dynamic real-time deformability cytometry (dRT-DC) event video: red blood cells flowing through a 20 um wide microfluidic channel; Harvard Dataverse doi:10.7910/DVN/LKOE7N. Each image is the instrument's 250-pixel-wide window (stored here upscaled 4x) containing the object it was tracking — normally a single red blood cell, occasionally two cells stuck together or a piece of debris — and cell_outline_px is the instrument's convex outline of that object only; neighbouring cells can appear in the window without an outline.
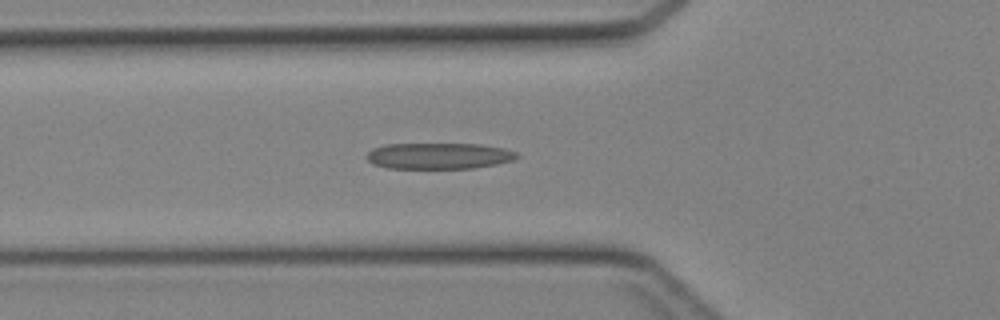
{"species": "Egyptian fruit bat (a non-hibernating species)", "species_latin": "Rousettus aegyptiacus", "temperature_condition": "cold", "stored_images_in_passage": 32, "camera_frame_rate_fps": 3000, "um_per_image_px": 0.085, "animal": {"sex": "female"}, "frame": {"image": 1, "passage_image": 7, "time_ms": 2.0, "image_size_px": [1000, 320], "cell_outline_px": [[520, 156], [512, 160], [496, 164], [472, 168], [388, 168], [372, 164], [368, 160], [368, 152], [372, 148], [384, 144], [480, 144], [504, 148], [516, 152]], "centroid_in_image_um": [37.29, 13.24], "position_along_channel_um": 88.5, "area_um2": 22.83}}
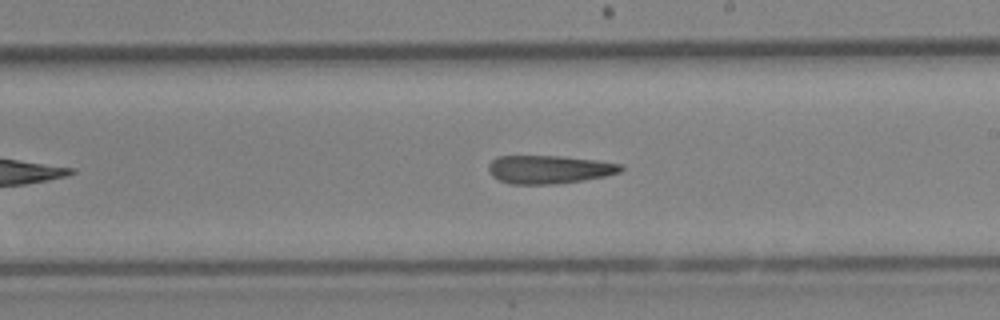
{"frame": {"image": 2, "passage_image": 17, "time_ms": 5.333, "image_size_px": [1000, 320], "cell_outline_px": [[624, 168], [620, 172], [604, 176], [580, 180], [552, 184], [512, 184], [500, 180], [492, 176], [488, 172], [488, 164], [496, 156], [560, 156], [596, 160], [624, 164]], "centroid_in_image_um": [46.66, 14.39], "position_along_channel_um": 242.3, "area_um2": 21.73}}
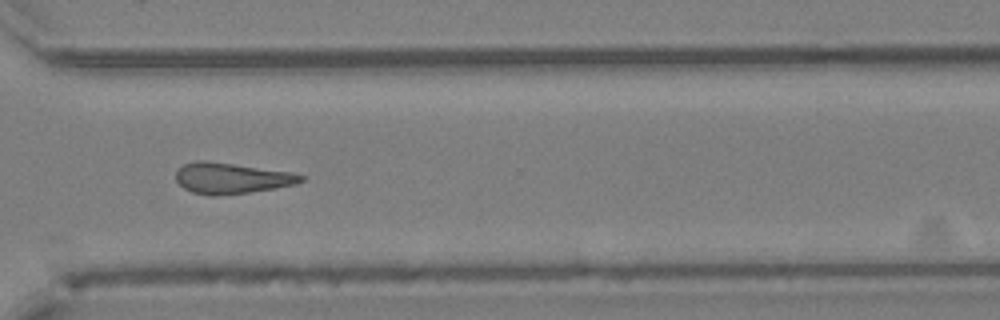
{"frame": {"image": 3, "passage_image": 24, "time_ms": 7.667, "image_size_px": [1000, 320], "cell_outline_px": [[304, 180], [296, 184], [276, 188], [248, 192], [216, 196], [208, 196], [192, 192], [184, 188], [176, 180], [176, 172], [184, 164], [196, 160], [204, 160], [292, 172], [304, 176]], "centroid_in_image_um": [19.67, 15.15], "position_along_channel_um": 350.9, "area_um2": 22.43}}